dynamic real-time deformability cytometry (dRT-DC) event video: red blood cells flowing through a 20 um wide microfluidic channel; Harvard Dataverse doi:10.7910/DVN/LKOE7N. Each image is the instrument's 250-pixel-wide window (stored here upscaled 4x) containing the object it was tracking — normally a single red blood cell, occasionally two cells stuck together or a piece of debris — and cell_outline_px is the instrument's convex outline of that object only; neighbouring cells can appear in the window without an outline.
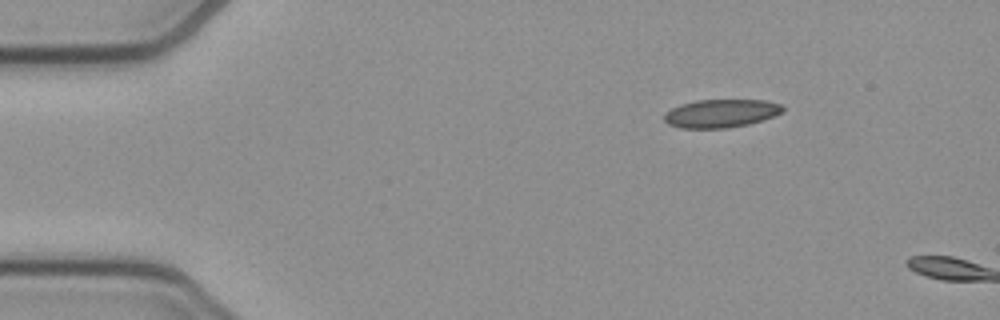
{"species": "common noctule bat (a hibernating species)", "species_latin": "Nyctalus noctula", "temperature_condition": "cold", "stored_images_in_passage": 3, "camera_frame_rate_fps": 3000, "um_per_image_px": 0.085, "animal": {"sex": "female", "body_mass_g": 21.9}, "frame": {"image": 1, "passage_image": 1, "time_ms": 0.0, "image_size_px": [1000, 320], "cell_outline_px": [[784, 112], [748, 124], [728, 128], [680, 128], [668, 124], [664, 120], [664, 116], [672, 108], [680, 104], [696, 100], [764, 100], [780, 104], [784, 108]], "centroid_in_image_um": [61.27, 9.63], "position_along_channel_um": 23.7, "area_um2": 19.36}}